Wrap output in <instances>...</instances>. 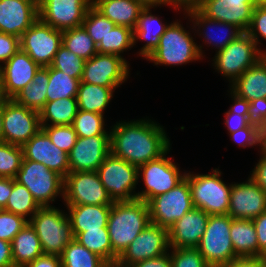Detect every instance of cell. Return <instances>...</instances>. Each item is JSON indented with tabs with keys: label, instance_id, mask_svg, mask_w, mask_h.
<instances>
[{
	"label": "cell",
	"instance_id": "obj_13",
	"mask_svg": "<svg viewBox=\"0 0 266 267\" xmlns=\"http://www.w3.org/2000/svg\"><path fill=\"white\" fill-rule=\"evenodd\" d=\"M66 205H112L97 171L69 172L64 178Z\"/></svg>",
	"mask_w": 266,
	"mask_h": 267
},
{
	"label": "cell",
	"instance_id": "obj_8",
	"mask_svg": "<svg viewBox=\"0 0 266 267\" xmlns=\"http://www.w3.org/2000/svg\"><path fill=\"white\" fill-rule=\"evenodd\" d=\"M264 52L266 50L258 48L251 36L243 32L225 48L216 51L213 66L232 84L246 69L256 64Z\"/></svg>",
	"mask_w": 266,
	"mask_h": 267
},
{
	"label": "cell",
	"instance_id": "obj_42",
	"mask_svg": "<svg viewBox=\"0 0 266 267\" xmlns=\"http://www.w3.org/2000/svg\"><path fill=\"white\" fill-rule=\"evenodd\" d=\"M23 157L22 146L0 142V177L15 178Z\"/></svg>",
	"mask_w": 266,
	"mask_h": 267
},
{
	"label": "cell",
	"instance_id": "obj_28",
	"mask_svg": "<svg viewBox=\"0 0 266 267\" xmlns=\"http://www.w3.org/2000/svg\"><path fill=\"white\" fill-rule=\"evenodd\" d=\"M92 5L116 26L134 29L145 8L138 0H92Z\"/></svg>",
	"mask_w": 266,
	"mask_h": 267
},
{
	"label": "cell",
	"instance_id": "obj_21",
	"mask_svg": "<svg viewBox=\"0 0 266 267\" xmlns=\"http://www.w3.org/2000/svg\"><path fill=\"white\" fill-rule=\"evenodd\" d=\"M22 148L25 159L42 163L63 178L70 172L68 153L55 146L42 129L31 137Z\"/></svg>",
	"mask_w": 266,
	"mask_h": 267
},
{
	"label": "cell",
	"instance_id": "obj_12",
	"mask_svg": "<svg viewBox=\"0 0 266 267\" xmlns=\"http://www.w3.org/2000/svg\"><path fill=\"white\" fill-rule=\"evenodd\" d=\"M2 122L3 141L19 146L42 129L39 113L13 99L2 100Z\"/></svg>",
	"mask_w": 266,
	"mask_h": 267
},
{
	"label": "cell",
	"instance_id": "obj_24",
	"mask_svg": "<svg viewBox=\"0 0 266 267\" xmlns=\"http://www.w3.org/2000/svg\"><path fill=\"white\" fill-rule=\"evenodd\" d=\"M209 214L192 208L168 229L170 248H196L204 234Z\"/></svg>",
	"mask_w": 266,
	"mask_h": 267
},
{
	"label": "cell",
	"instance_id": "obj_47",
	"mask_svg": "<svg viewBox=\"0 0 266 267\" xmlns=\"http://www.w3.org/2000/svg\"><path fill=\"white\" fill-rule=\"evenodd\" d=\"M172 267H210L197 248H170Z\"/></svg>",
	"mask_w": 266,
	"mask_h": 267
},
{
	"label": "cell",
	"instance_id": "obj_23",
	"mask_svg": "<svg viewBox=\"0 0 266 267\" xmlns=\"http://www.w3.org/2000/svg\"><path fill=\"white\" fill-rule=\"evenodd\" d=\"M38 18V0H0V32L20 38Z\"/></svg>",
	"mask_w": 266,
	"mask_h": 267
},
{
	"label": "cell",
	"instance_id": "obj_36",
	"mask_svg": "<svg viewBox=\"0 0 266 267\" xmlns=\"http://www.w3.org/2000/svg\"><path fill=\"white\" fill-rule=\"evenodd\" d=\"M62 45L84 60L98 53L97 45L83 26L62 31Z\"/></svg>",
	"mask_w": 266,
	"mask_h": 267
},
{
	"label": "cell",
	"instance_id": "obj_20",
	"mask_svg": "<svg viewBox=\"0 0 266 267\" xmlns=\"http://www.w3.org/2000/svg\"><path fill=\"white\" fill-rule=\"evenodd\" d=\"M248 178L232 184L228 212L232 219L252 220L266 211V192Z\"/></svg>",
	"mask_w": 266,
	"mask_h": 267
},
{
	"label": "cell",
	"instance_id": "obj_37",
	"mask_svg": "<svg viewBox=\"0 0 266 267\" xmlns=\"http://www.w3.org/2000/svg\"><path fill=\"white\" fill-rule=\"evenodd\" d=\"M80 79L49 66V82L47 86V102L58 99L76 97Z\"/></svg>",
	"mask_w": 266,
	"mask_h": 267
},
{
	"label": "cell",
	"instance_id": "obj_56",
	"mask_svg": "<svg viewBox=\"0 0 266 267\" xmlns=\"http://www.w3.org/2000/svg\"><path fill=\"white\" fill-rule=\"evenodd\" d=\"M24 267H62L61 258L56 255H41Z\"/></svg>",
	"mask_w": 266,
	"mask_h": 267
},
{
	"label": "cell",
	"instance_id": "obj_55",
	"mask_svg": "<svg viewBox=\"0 0 266 267\" xmlns=\"http://www.w3.org/2000/svg\"><path fill=\"white\" fill-rule=\"evenodd\" d=\"M223 267H266L265 257H237Z\"/></svg>",
	"mask_w": 266,
	"mask_h": 267
},
{
	"label": "cell",
	"instance_id": "obj_22",
	"mask_svg": "<svg viewBox=\"0 0 266 267\" xmlns=\"http://www.w3.org/2000/svg\"><path fill=\"white\" fill-rule=\"evenodd\" d=\"M255 6L253 0H203L197 8L208 18L233 24L247 32Z\"/></svg>",
	"mask_w": 266,
	"mask_h": 267
},
{
	"label": "cell",
	"instance_id": "obj_43",
	"mask_svg": "<svg viewBox=\"0 0 266 267\" xmlns=\"http://www.w3.org/2000/svg\"><path fill=\"white\" fill-rule=\"evenodd\" d=\"M82 26L88 32L96 45L99 44L116 24L100 13L93 5L86 12Z\"/></svg>",
	"mask_w": 266,
	"mask_h": 267
},
{
	"label": "cell",
	"instance_id": "obj_41",
	"mask_svg": "<svg viewBox=\"0 0 266 267\" xmlns=\"http://www.w3.org/2000/svg\"><path fill=\"white\" fill-rule=\"evenodd\" d=\"M104 125V115L79 109L72 123L78 137L110 135V131H106Z\"/></svg>",
	"mask_w": 266,
	"mask_h": 267
},
{
	"label": "cell",
	"instance_id": "obj_38",
	"mask_svg": "<svg viewBox=\"0 0 266 267\" xmlns=\"http://www.w3.org/2000/svg\"><path fill=\"white\" fill-rule=\"evenodd\" d=\"M39 208L40 206L33 199L31 192L13 178L12 192L3 210L20 215L29 221Z\"/></svg>",
	"mask_w": 266,
	"mask_h": 267
},
{
	"label": "cell",
	"instance_id": "obj_14",
	"mask_svg": "<svg viewBox=\"0 0 266 267\" xmlns=\"http://www.w3.org/2000/svg\"><path fill=\"white\" fill-rule=\"evenodd\" d=\"M62 46V31L43 23L39 18L20 37V49L40 67L51 66Z\"/></svg>",
	"mask_w": 266,
	"mask_h": 267
},
{
	"label": "cell",
	"instance_id": "obj_4",
	"mask_svg": "<svg viewBox=\"0 0 266 267\" xmlns=\"http://www.w3.org/2000/svg\"><path fill=\"white\" fill-rule=\"evenodd\" d=\"M202 46L177 21L171 23L159 39V45L147 58L155 65H183L203 57Z\"/></svg>",
	"mask_w": 266,
	"mask_h": 267
},
{
	"label": "cell",
	"instance_id": "obj_27",
	"mask_svg": "<svg viewBox=\"0 0 266 267\" xmlns=\"http://www.w3.org/2000/svg\"><path fill=\"white\" fill-rule=\"evenodd\" d=\"M230 87L233 93L248 102L266 98V59L262 57L256 64L246 69Z\"/></svg>",
	"mask_w": 266,
	"mask_h": 267
},
{
	"label": "cell",
	"instance_id": "obj_32",
	"mask_svg": "<svg viewBox=\"0 0 266 267\" xmlns=\"http://www.w3.org/2000/svg\"><path fill=\"white\" fill-rule=\"evenodd\" d=\"M49 67H40L32 82L20 90L12 99L19 105L40 112L47 102Z\"/></svg>",
	"mask_w": 266,
	"mask_h": 267
},
{
	"label": "cell",
	"instance_id": "obj_60",
	"mask_svg": "<svg viewBox=\"0 0 266 267\" xmlns=\"http://www.w3.org/2000/svg\"><path fill=\"white\" fill-rule=\"evenodd\" d=\"M145 7H155L163 5H171L175 10L179 8L176 6L175 0H138Z\"/></svg>",
	"mask_w": 266,
	"mask_h": 267
},
{
	"label": "cell",
	"instance_id": "obj_19",
	"mask_svg": "<svg viewBox=\"0 0 266 267\" xmlns=\"http://www.w3.org/2000/svg\"><path fill=\"white\" fill-rule=\"evenodd\" d=\"M0 66L1 92L4 99H12L29 85L40 66L26 52L19 50Z\"/></svg>",
	"mask_w": 266,
	"mask_h": 267
},
{
	"label": "cell",
	"instance_id": "obj_66",
	"mask_svg": "<svg viewBox=\"0 0 266 267\" xmlns=\"http://www.w3.org/2000/svg\"><path fill=\"white\" fill-rule=\"evenodd\" d=\"M0 100H4V98L2 96V92H1V80H0Z\"/></svg>",
	"mask_w": 266,
	"mask_h": 267
},
{
	"label": "cell",
	"instance_id": "obj_46",
	"mask_svg": "<svg viewBox=\"0 0 266 267\" xmlns=\"http://www.w3.org/2000/svg\"><path fill=\"white\" fill-rule=\"evenodd\" d=\"M51 142L61 150L69 153L77 141V133L72 125L41 126Z\"/></svg>",
	"mask_w": 266,
	"mask_h": 267
},
{
	"label": "cell",
	"instance_id": "obj_3",
	"mask_svg": "<svg viewBox=\"0 0 266 267\" xmlns=\"http://www.w3.org/2000/svg\"><path fill=\"white\" fill-rule=\"evenodd\" d=\"M29 223L36 231L44 255L60 257L74 239L68 214L54 206L40 207Z\"/></svg>",
	"mask_w": 266,
	"mask_h": 267
},
{
	"label": "cell",
	"instance_id": "obj_64",
	"mask_svg": "<svg viewBox=\"0 0 266 267\" xmlns=\"http://www.w3.org/2000/svg\"><path fill=\"white\" fill-rule=\"evenodd\" d=\"M0 142H3L2 100H0Z\"/></svg>",
	"mask_w": 266,
	"mask_h": 267
},
{
	"label": "cell",
	"instance_id": "obj_50",
	"mask_svg": "<svg viewBox=\"0 0 266 267\" xmlns=\"http://www.w3.org/2000/svg\"><path fill=\"white\" fill-rule=\"evenodd\" d=\"M229 135L235 143L239 144V146L241 145L243 148L261 145L260 131L252 125H248Z\"/></svg>",
	"mask_w": 266,
	"mask_h": 267
},
{
	"label": "cell",
	"instance_id": "obj_57",
	"mask_svg": "<svg viewBox=\"0 0 266 267\" xmlns=\"http://www.w3.org/2000/svg\"><path fill=\"white\" fill-rule=\"evenodd\" d=\"M132 267H172L170 252L157 258L138 262L133 264Z\"/></svg>",
	"mask_w": 266,
	"mask_h": 267
},
{
	"label": "cell",
	"instance_id": "obj_40",
	"mask_svg": "<svg viewBox=\"0 0 266 267\" xmlns=\"http://www.w3.org/2000/svg\"><path fill=\"white\" fill-rule=\"evenodd\" d=\"M74 238L90 252L101 257L106 263L112 261V246L107 228L86 230L78 233Z\"/></svg>",
	"mask_w": 266,
	"mask_h": 267
},
{
	"label": "cell",
	"instance_id": "obj_39",
	"mask_svg": "<svg viewBox=\"0 0 266 267\" xmlns=\"http://www.w3.org/2000/svg\"><path fill=\"white\" fill-rule=\"evenodd\" d=\"M134 46L133 30L124 26H115L97 45L100 54L121 56Z\"/></svg>",
	"mask_w": 266,
	"mask_h": 267
},
{
	"label": "cell",
	"instance_id": "obj_54",
	"mask_svg": "<svg viewBox=\"0 0 266 267\" xmlns=\"http://www.w3.org/2000/svg\"><path fill=\"white\" fill-rule=\"evenodd\" d=\"M260 153L262 155L254 167L250 178L266 192V152L261 150Z\"/></svg>",
	"mask_w": 266,
	"mask_h": 267
},
{
	"label": "cell",
	"instance_id": "obj_33",
	"mask_svg": "<svg viewBox=\"0 0 266 267\" xmlns=\"http://www.w3.org/2000/svg\"><path fill=\"white\" fill-rule=\"evenodd\" d=\"M116 88L118 87L80 82L76 96L78 109L104 115V110L108 107Z\"/></svg>",
	"mask_w": 266,
	"mask_h": 267
},
{
	"label": "cell",
	"instance_id": "obj_26",
	"mask_svg": "<svg viewBox=\"0 0 266 267\" xmlns=\"http://www.w3.org/2000/svg\"><path fill=\"white\" fill-rule=\"evenodd\" d=\"M112 205H66L71 230L75 237L86 230L107 228L108 217Z\"/></svg>",
	"mask_w": 266,
	"mask_h": 267
},
{
	"label": "cell",
	"instance_id": "obj_53",
	"mask_svg": "<svg viewBox=\"0 0 266 267\" xmlns=\"http://www.w3.org/2000/svg\"><path fill=\"white\" fill-rule=\"evenodd\" d=\"M252 221L257 233L258 257L266 258V211Z\"/></svg>",
	"mask_w": 266,
	"mask_h": 267
},
{
	"label": "cell",
	"instance_id": "obj_44",
	"mask_svg": "<svg viewBox=\"0 0 266 267\" xmlns=\"http://www.w3.org/2000/svg\"><path fill=\"white\" fill-rule=\"evenodd\" d=\"M84 63L85 60L83 58L75 55L62 45L55 54L51 66L73 78L81 79Z\"/></svg>",
	"mask_w": 266,
	"mask_h": 267
},
{
	"label": "cell",
	"instance_id": "obj_10",
	"mask_svg": "<svg viewBox=\"0 0 266 267\" xmlns=\"http://www.w3.org/2000/svg\"><path fill=\"white\" fill-rule=\"evenodd\" d=\"M169 151L138 167V178L142 176L146 189L136 193V199L148 203L153 197L173 189L185 178L186 172L181 174L179 167L171 160L172 157L166 158Z\"/></svg>",
	"mask_w": 266,
	"mask_h": 267
},
{
	"label": "cell",
	"instance_id": "obj_62",
	"mask_svg": "<svg viewBox=\"0 0 266 267\" xmlns=\"http://www.w3.org/2000/svg\"><path fill=\"white\" fill-rule=\"evenodd\" d=\"M260 137H261V150L266 152V125L265 127L260 131Z\"/></svg>",
	"mask_w": 266,
	"mask_h": 267
},
{
	"label": "cell",
	"instance_id": "obj_1",
	"mask_svg": "<svg viewBox=\"0 0 266 267\" xmlns=\"http://www.w3.org/2000/svg\"><path fill=\"white\" fill-rule=\"evenodd\" d=\"M112 127L111 153L137 167L161 157L171 149L163 126L152 120L119 121Z\"/></svg>",
	"mask_w": 266,
	"mask_h": 267
},
{
	"label": "cell",
	"instance_id": "obj_7",
	"mask_svg": "<svg viewBox=\"0 0 266 267\" xmlns=\"http://www.w3.org/2000/svg\"><path fill=\"white\" fill-rule=\"evenodd\" d=\"M231 217L209 215L203 236L196 247L210 267H223L238 256L230 238Z\"/></svg>",
	"mask_w": 266,
	"mask_h": 267
},
{
	"label": "cell",
	"instance_id": "obj_15",
	"mask_svg": "<svg viewBox=\"0 0 266 267\" xmlns=\"http://www.w3.org/2000/svg\"><path fill=\"white\" fill-rule=\"evenodd\" d=\"M129 64L123 56L97 53L85 60L80 82L103 87H120L129 76Z\"/></svg>",
	"mask_w": 266,
	"mask_h": 267
},
{
	"label": "cell",
	"instance_id": "obj_30",
	"mask_svg": "<svg viewBox=\"0 0 266 267\" xmlns=\"http://www.w3.org/2000/svg\"><path fill=\"white\" fill-rule=\"evenodd\" d=\"M14 267H24L43 255L35 229L28 222L11 241Z\"/></svg>",
	"mask_w": 266,
	"mask_h": 267
},
{
	"label": "cell",
	"instance_id": "obj_5",
	"mask_svg": "<svg viewBox=\"0 0 266 267\" xmlns=\"http://www.w3.org/2000/svg\"><path fill=\"white\" fill-rule=\"evenodd\" d=\"M219 168L212 169V174H191L186 172L191 189L192 204L209 215H226L232 184L224 183L220 178Z\"/></svg>",
	"mask_w": 266,
	"mask_h": 267
},
{
	"label": "cell",
	"instance_id": "obj_9",
	"mask_svg": "<svg viewBox=\"0 0 266 267\" xmlns=\"http://www.w3.org/2000/svg\"><path fill=\"white\" fill-rule=\"evenodd\" d=\"M100 180L113 202L136 199L138 167L111 152L97 169Z\"/></svg>",
	"mask_w": 266,
	"mask_h": 267
},
{
	"label": "cell",
	"instance_id": "obj_51",
	"mask_svg": "<svg viewBox=\"0 0 266 267\" xmlns=\"http://www.w3.org/2000/svg\"><path fill=\"white\" fill-rule=\"evenodd\" d=\"M248 122L261 131L266 125V98L252 100L248 109Z\"/></svg>",
	"mask_w": 266,
	"mask_h": 267
},
{
	"label": "cell",
	"instance_id": "obj_29",
	"mask_svg": "<svg viewBox=\"0 0 266 267\" xmlns=\"http://www.w3.org/2000/svg\"><path fill=\"white\" fill-rule=\"evenodd\" d=\"M151 7H145L139 15L136 27L133 29L134 45L139 40L146 43L140 49L139 55L147 59L159 45L161 35L166 31L170 24H164L158 16L151 14Z\"/></svg>",
	"mask_w": 266,
	"mask_h": 267
},
{
	"label": "cell",
	"instance_id": "obj_35",
	"mask_svg": "<svg viewBox=\"0 0 266 267\" xmlns=\"http://www.w3.org/2000/svg\"><path fill=\"white\" fill-rule=\"evenodd\" d=\"M62 267H105L106 262L97 254L90 252L75 238L60 255Z\"/></svg>",
	"mask_w": 266,
	"mask_h": 267
},
{
	"label": "cell",
	"instance_id": "obj_34",
	"mask_svg": "<svg viewBox=\"0 0 266 267\" xmlns=\"http://www.w3.org/2000/svg\"><path fill=\"white\" fill-rule=\"evenodd\" d=\"M77 111L76 97L46 102L39 112L41 126L72 125Z\"/></svg>",
	"mask_w": 266,
	"mask_h": 267
},
{
	"label": "cell",
	"instance_id": "obj_18",
	"mask_svg": "<svg viewBox=\"0 0 266 267\" xmlns=\"http://www.w3.org/2000/svg\"><path fill=\"white\" fill-rule=\"evenodd\" d=\"M111 152L110 135L78 137L68 153L70 172L97 171Z\"/></svg>",
	"mask_w": 266,
	"mask_h": 267
},
{
	"label": "cell",
	"instance_id": "obj_61",
	"mask_svg": "<svg viewBox=\"0 0 266 267\" xmlns=\"http://www.w3.org/2000/svg\"><path fill=\"white\" fill-rule=\"evenodd\" d=\"M203 0H175L176 6L179 9L185 10L193 7H197ZM182 7V8H181Z\"/></svg>",
	"mask_w": 266,
	"mask_h": 267
},
{
	"label": "cell",
	"instance_id": "obj_6",
	"mask_svg": "<svg viewBox=\"0 0 266 267\" xmlns=\"http://www.w3.org/2000/svg\"><path fill=\"white\" fill-rule=\"evenodd\" d=\"M15 181L24 185L40 207L52 206L58 195L64 198V178L44 164L23 157Z\"/></svg>",
	"mask_w": 266,
	"mask_h": 267
},
{
	"label": "cell",
	"instance_id": "obj_49",
	"mask_svg": "<svg viewBox=\"0 0 266 267\" xmlns=\"http://www.w3.org/2000/svg\"><path fill=\"white\" fill-rule=\"evenodd\" d=\"M247 33L255 41L259 43V36L266 40V5H256L252 11L251 24Z\"/></svg>",
	"mask_w": 266,
	"mask_h": 267
},
{
	"label": "cell",
	"instance_id": "obj_63",
	"mask_svg": "<svg viewBox=\"0 0 266 267\" xmlns=\"http://www.w3.org/2000/svg\"><path fill=\"white\" fill-rule=\"evenodd\" d=\"M105 267H132V266L123 264L117 259V260L106 263Z\"/></svg>",
	"mask_w": 266,
	"mask_h": 267
},
{
	"label": "cell",
	"instance_id": "obj_31",
	"mask_svg": "<svg viewBox=\"0 0 266 267\" xmlns=\"http://www.w3.org/2000/svg\"><path fill=\"white\" fill-rule=\"evenodd\" d=\"M230 238L238 257H258L257 233L251 219H232Z\"/></svg>",
	"mask_w": 266,
	"mask_h": 267
},
{
	"label": "cell",
	"instance_id": "obj_48",
	"mask_svg": "<svg viewBox=\"0 0 266 267\" xmlns=\"http://www.w3.org/2000/svg\"><path fill=\"white\" fill-rule=\"evenodd\" d=\"M24 217L2 210L0 213V240L11 243L17 233L28 223Z\"/></svg>",
	"mask_w": 266,
	"mask_h": 267
},
{
	"label": "cell",
	"instance_id": "obj_11",
	"mask_svg": "<svg viewBox=\"0 0 266 267\" xmlns=\"http://www.w3.org/2000/svg\"><path fill=\"white\" fill-rule=\"evenodd\" d=\"M148 206L151 223L169 229L194 208L188 180L184 178L170 191L153 197Z\"/></svg>",
	"mask_w": 266,
	"mask_h": 267
},
{
	"label": "cell",
	"instance_id": "obj_16",
	"mask_svg": "<svg viewBox=\"0 0 266 267\" xmlns=\"http://www.w3.org/2000/svg\"><path fill=\"white\" fill-rule=\"evenodd\" d=\"M91 5L92 0H39V19L60 31L77 28Z\"/></svg>",
	"mask_w": 266,
	"mask_h": 267
},
{
	"label": "cell",
	"instance_id": "obj_17",
	"mask_svg": "<svg viewBox=\"0 0 266 267\" xmlns=\"http://www.w3.org/2000/svg\"><path fill=\"white\" fill-rule=\"evenodd\" d=\"M170 248L168 229L150 223L122 252L118 260L133 265L168 253Z\"/></svg>",
	"mask_w": 266,
	"mask_h": 267
},
{
	"label": "cell",
	"instance_id": "obj_59",
	"mask_svg": "<svg viewBox=\"0 0 266 267\" xmlns=\"http://www.w3.org/2000/svg\"><path fill=\"white\" fill-rule=\"evenodd\" d=\"M0 267H14L11 243L0 240Z\"/></svg>",
	"mask_w": 266,
	"mask_h": 267
},
{
	"label": "cell",
	"instance_id": "obj_25",
	"mask_svg": "<svg viewBox=\"0 0 266 267\" xmlns=\"http://www.w3.org/2000/svg\"><path fill=\"white\" fill-rule=\"evenodd\" d=\"M185 11H186L185 14H188V16L190 17L189 19H191L190 21H192L194 24L193 28L198 27L197 29L199 30H196V31H200V32H197V33H201L199 34L200 36L203 35L202 36V38H204L203 42H206L209 45L212 44L214 47H216V49H218L217 51H220L223 48H225L230 42L235 40L239 35H241V33H243L239 28H237L233 24H229V23H225L222 21H217V20L208 18L197 7L189 8ZM214 27L215 28L218 27V28L215 29ZM200 28H202L204 32H202ZM208 28L211 30H209ZM212 28L213 30L214 29L216 30V34L219 33L221 30L222 32L224 30V33H222L220 36L213 35L214 31H212ZM218 29L220 30L219 32H218ZM223 34L225 36H223Z\"/></svg>",
	"mask_w": 266,
	"mask_h": 267
},
{
	"label": "cell",
	"instance_id": "obj_2",
	"mask_svg": "<svg viewBox=\"0 0 266 267\" xmlns=\"http://www.w3.org/2000/svg\"><path fill=\"white\" fill-rule=\"evenodd\" d=\"M151 223L148 203L141 199L113 202L107 230L112 246V261Z\"/></svg>",
	"mask_w": 266,
	"mask_h": 267
},
{
	"label": "cell",
	"instance_id": "obj_45",
	"mask_svg": "<svg viewBox=\"0 0 266 267\" xmlns=\"http://www.w3.org/2000/svg\"><path fill=\"white\" fill-rule=\"evenodd\" d=\"M230 94L232 100L234 99V104L227 112H225V124L229 133H233L250 125L248 122V109L250 102L238 97L231 90Z\"/></svg>",
	"mask_w": 266,
	"mask_h": 267
},
{
	"label": "cell",
	"instance_id": "obj_58",
	"mask_svg": "<svg viewBox=\"0 0 266 267\" xmlns=\"http://www.w3.org/2000/svg\"><path fill=\"white\" fill-rule=\"evenodd\" d=\"M13 188V178L0 177V207L4 209Z\"/></svg>",
	"mask_w": 266,
	"mask_h": 267
},
{
	"label": "cell",
	"instance_id": "obj_65",
	"mask_svg": "<svg viewBox=\"0 0 266 267\" xmlns=\"http://www.w3.org/2000/svg\"><path fill=\"white\" fill-rule=\"evenodd\" d=\"M255 5H266V0H253Z\"/></svg>",
	"mask_w": 266,
	"mask_h": 267
},
{
	"label": "cell",
	"instance_id": "obj_52",
	"mask_svg": "<svg viewBox=\"0 0 266 267\" xmlns=\"http://www.w3.org/2000/svg\"><path fill=\"white\" fill-rule=\"evenodd\" d=\"M20 50V38L0 32V63H6ZM1 66V64H0Z\"/></svg>",
	"mask_w": 266,
	"mask_h": 267
}]
</instances>
